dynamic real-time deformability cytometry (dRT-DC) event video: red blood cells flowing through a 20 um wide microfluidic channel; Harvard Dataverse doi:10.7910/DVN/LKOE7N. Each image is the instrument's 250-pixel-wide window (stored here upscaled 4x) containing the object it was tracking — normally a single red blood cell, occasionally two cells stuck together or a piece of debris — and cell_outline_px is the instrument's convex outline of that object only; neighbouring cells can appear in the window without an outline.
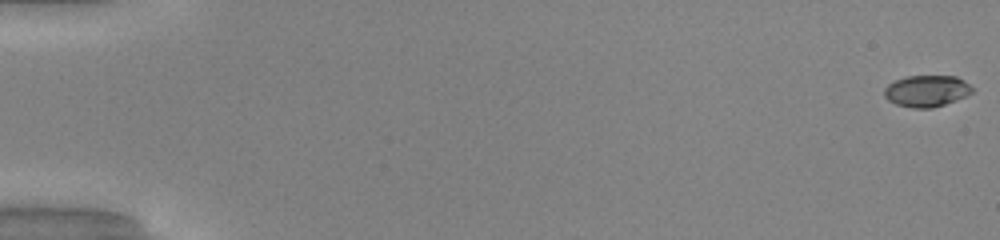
{"species": "common noctule bat (a hibernating species)", "species_latin": "Nyctalus noctula", "temperature_condition": "warm", "stored_images_in_passage": 52, "camera_frame_rate_fps": 3000, "um_per_image_px": 0.085, "animal": {"sex": "male", "body_mass_g": 20.0, "forearm_length_mm": 53.3}, "frame": {"image": 1, "passage_image": 1, "time_ms": 0.0, "image_size_px": [1000, 240], "cell_outline_px": [[972, 92], [956, 100], [932, 108], [912, 108], [896, 104], [888, 100], [884, 96], [884, 88], [888, 84], [896, 80], [908, 76], [956, 76], [964, 80], [972, 88]], "centroid_in_image_um": [78.74, 7.73], "position_along_channel_um": 6.3, "area_um2": 16.01}}
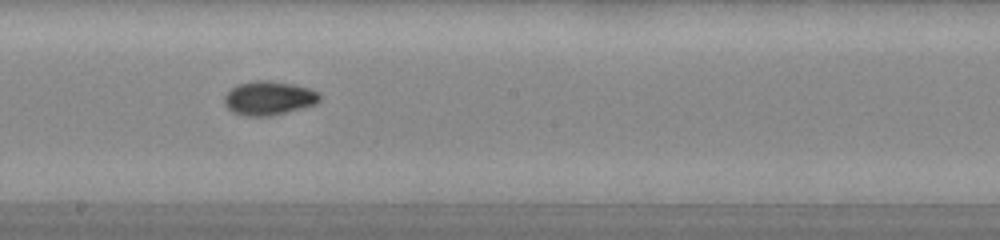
{"frame": {"image": 2, "passage_image": 30, "time_ms": 9.667, "image_size_px": [1000, 240], "cell_outline_px": [[320, 100], [316, 104], [268, 116], [244, 116], [232, 112], [224, 104], [224, 96], [236, 84], [252, 80], [268, 80], [292, 84], [308, 88], [316, 92], [320, 96]], "centroid_in_image_um": [22.8, 8.33], "position_along_channel_um": 225.4, "area_um2": 18.73}}
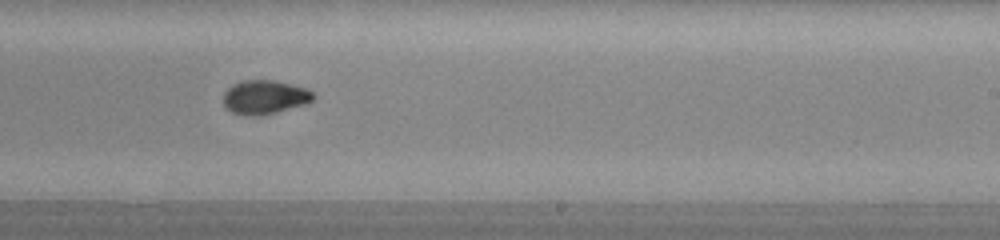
{"frame": {"image": 3, "passage_image": 33, "time_ms": 10.667, "image_size_px": [1000, 240], "cell_outline_px": [[316, 96], [312, 100], [304, 104], [276, 112], [260, 116], [244, 116], [232, 112], [224, 108], [224, 92], [232, 84], [244, 80], [272, 80], [304, 88], [312, 92]], "centroid_in_image_um": [22.44, 8.27], "position_along_channel_um": 266.6, "area_um2": 17.69}, "authors_computed_cell_mechanics": {"area_um2": 17.2533, "velocity_mm_per_s": 4.1304, "shape_relaxation_time_tau1_ms": 4.3838, "shape_relaxation_time_tau2_ms": 1.5528, "deformation_change_tau1": 0.1758, "deformation_change_tau2": 0.0487}}